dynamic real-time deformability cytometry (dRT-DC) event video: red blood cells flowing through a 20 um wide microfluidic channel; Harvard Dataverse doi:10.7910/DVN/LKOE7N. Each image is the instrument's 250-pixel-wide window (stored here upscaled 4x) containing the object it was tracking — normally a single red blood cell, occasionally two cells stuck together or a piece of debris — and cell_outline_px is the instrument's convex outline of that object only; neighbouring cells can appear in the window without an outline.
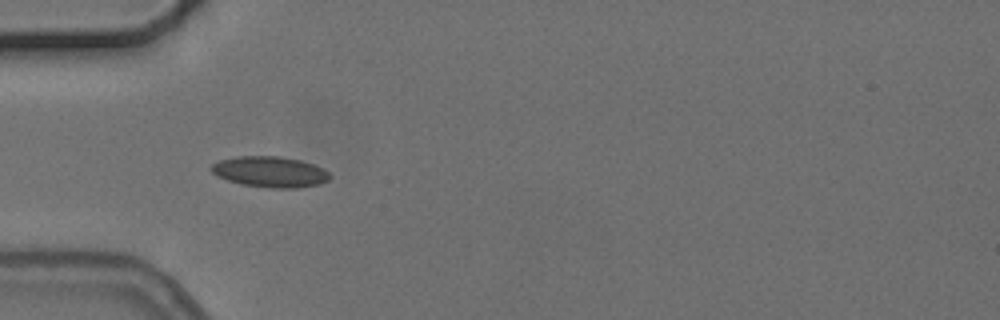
{"species": "common noctule bat (a hibernating species)", "species_latin": "Nyctalus noctula", "temperature_condition": "cold", "stored_images_in_passage": 7, "camera_frame_rate_fps": 3000, "um_per_image_px": 0.085, "animal": {"sex": "female", "body_mass_g": 24.6, "forearm_length_mm": 56.2}, "frame": {"image": 1, "passage_image": 4, "time_ms": 3.667, "image_size_px": [1000, 320], "cell_outline_px": [[332, 176], [328, 180], [320, 184], [296, 188], [268, 188], [240, 184], [216, 176], [208, 168], [212, 164], [220, 160], [236, 156], [280, 156], [300, 160], [324, 168]], "centroid_in_image_um": [22.94, 14.61], "position_along_channel_um": 62.1, "area_um2": 21.5}}
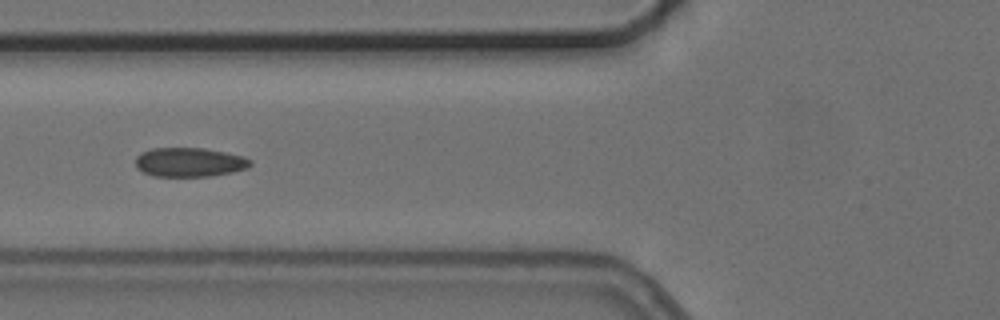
{"frame": {"image": 2, "passage_image": 5, "time_ms": 5.0, "image_size_px": [1000, 320], "cell_outline_px": [[252, 164], [248, 168], [232, 172], [208, 176], [152, 176], [136, 168], [136, 156], [140, 152], [152, 148], [204, 148], [244, 156], [252, 160]], "centroid_in_image_um": [16.1, 13.78], "position_along_channel_um": 109.7, "area_um2": 19.59}}
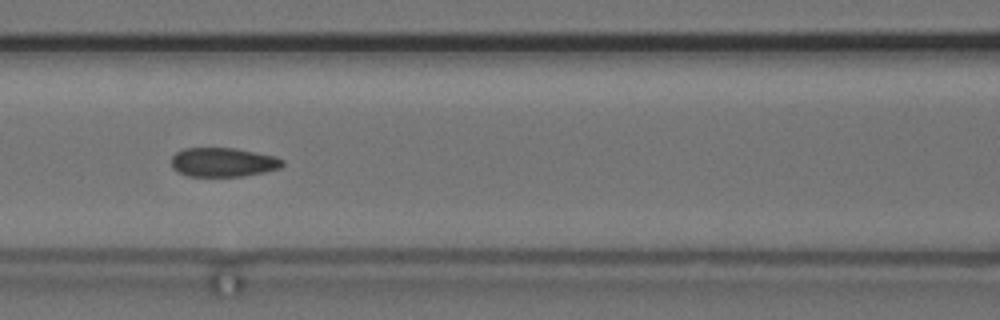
{"frame": {"image": 3, "passage_image": 6, "time_ms": 6.0, "image_size_px": [1000, 320], "cell_outline_px": [[284, 164], [280, 168], [264, 172], [244, 176], [188, 176], [172, 168], [172, 156], [176, 152], [184, 148], [236, 148], [272, 156], [284, 160]], "centroid_in_image_um": [18.95, 13.79], "position_along_channel_um": 147.6, "area_um2": 18.73}}